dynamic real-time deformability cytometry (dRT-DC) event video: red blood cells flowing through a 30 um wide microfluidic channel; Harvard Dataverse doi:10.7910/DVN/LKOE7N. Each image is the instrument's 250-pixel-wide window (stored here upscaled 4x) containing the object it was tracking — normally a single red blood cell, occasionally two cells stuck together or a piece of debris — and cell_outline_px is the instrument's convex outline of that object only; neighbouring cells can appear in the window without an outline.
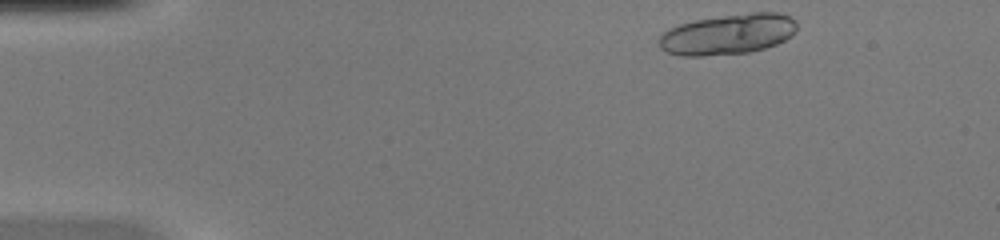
{"species": "common noctule bat (a hibernating species)", "species_latin": "Nyctalus noctula", "temperature_condition": "warm", "stored_images_in_passage": 44, "camera_frame_rate_fps": 3000, "um_per_image_px": 0.085, "animal": {"sex": "female", "body_mass_g": 20.0, "forearm_length_mm": 54.0}, "frame": {"image": 1, "passage_image": 1, "time_ms": 0.0, "image_size_px": [1000, 240], "cell_outline_px": [[796, 32], [784, 40], [776, 44], [764, 48], [748, 52], [704, 56], [684, 56], [668, 52], [660, 48], [660, 36], [668, 28], [680, 24], [696, 20], [752, 12], [776, 12], [788, 16], [796, 20]], "centroid_in_image_um": [61.88, 2.91], "position_along_channel_um": 23.1, "area_um2": 32.25}, "authors_computed_cell_mechanics": {"area_um2": 18.7272, "velocity_mm_per_s": 4.098, "shape_relaxation_time_tau1_ms": 3.3684, "shape_relaxation_time_tau2_ms": 9.3706, "deformation_change_tau1": 0.1398, "deformation_change_tau2": 0.0827}}